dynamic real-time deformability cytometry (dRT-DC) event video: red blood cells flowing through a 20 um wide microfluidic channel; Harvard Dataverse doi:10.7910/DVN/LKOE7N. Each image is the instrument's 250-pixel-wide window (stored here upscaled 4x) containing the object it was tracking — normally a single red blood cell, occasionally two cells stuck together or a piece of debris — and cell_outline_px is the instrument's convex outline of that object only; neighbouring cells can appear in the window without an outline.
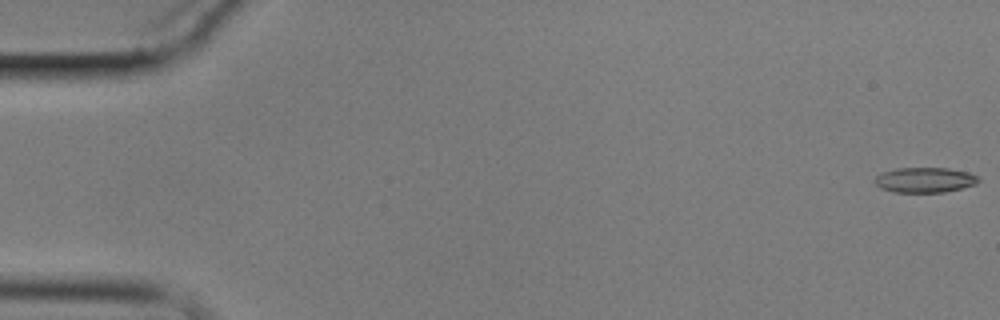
{"species": "common noctule bat (a hibernating species)", "species_latin": "Nyctalus noctula", "temperature_condition": "cold", "stored_images_in_passage": 7, "camera_frame_rate_fps": 3000, "um_per_image_px": 0.085, "animal": {"sex": "male", "body_mass_g": 17.9}, "frame": {"image": 1, "passage_image": 1, "time_ms": 0.0, "image_size_px": [1000, 320], "cell_outline_px": [[980, 180], [976, 184], [944, 192], [896, 192], [880, 188], [872, 180], [880, 172], [896, 168], [948, 168], [968, 172], [976, 176]], "centroid_in_image_um": [78.56, 15.29], "position_along_channel_um": 6.4, "area_um2": 15.2}}
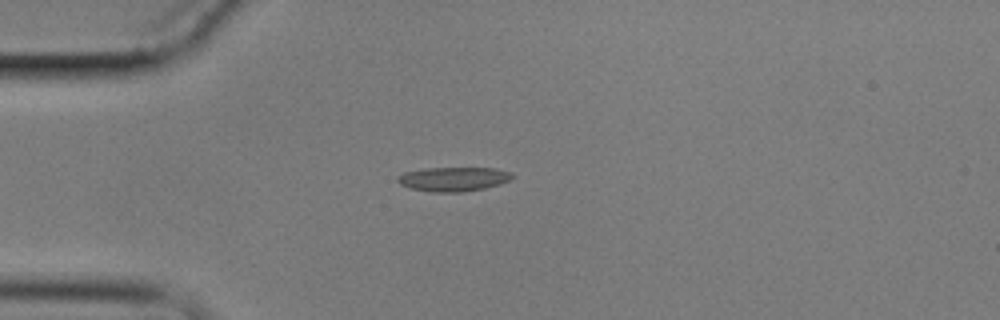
{"frame": {"image": 2, "passage_image": 5, "time_ms": 5.0, "image_size_px": [1000, 320], "cell_outline_px": [[512, 176], [508, 180], [500, 184], [484, 188], [460, 192], [432, 192], [412, 188], [400, 184], [396, 180], [396, 176], [404, 172], [424, 168], [496, 168], [512, 172]], "centroid_in_image_um": [38.51, 15.21], "position_along_channel_um": 46.5, "area_um2": 16.13}}
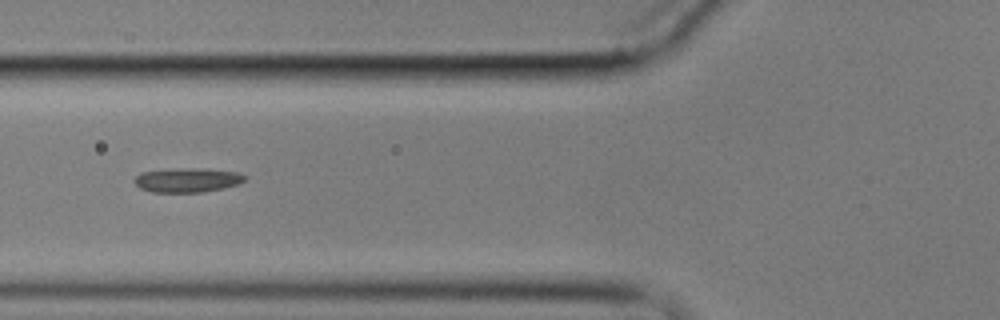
{"frame": {"image": 3, "passage_image": 7, "time_ms": 7.333, "image_size_px": [1000, 320], "cell_outline_px": [[248, 176], [240, 184], [224, 188], [204, 192], [152, 192], [140, 188], [132, 180], [140, 172], [176, 168], [208, 168], [240, 172]], "centroid_in_image_um": [15.97, 15.29], "position_along_channel_um": 109.8, "area_um2": 16.01}}